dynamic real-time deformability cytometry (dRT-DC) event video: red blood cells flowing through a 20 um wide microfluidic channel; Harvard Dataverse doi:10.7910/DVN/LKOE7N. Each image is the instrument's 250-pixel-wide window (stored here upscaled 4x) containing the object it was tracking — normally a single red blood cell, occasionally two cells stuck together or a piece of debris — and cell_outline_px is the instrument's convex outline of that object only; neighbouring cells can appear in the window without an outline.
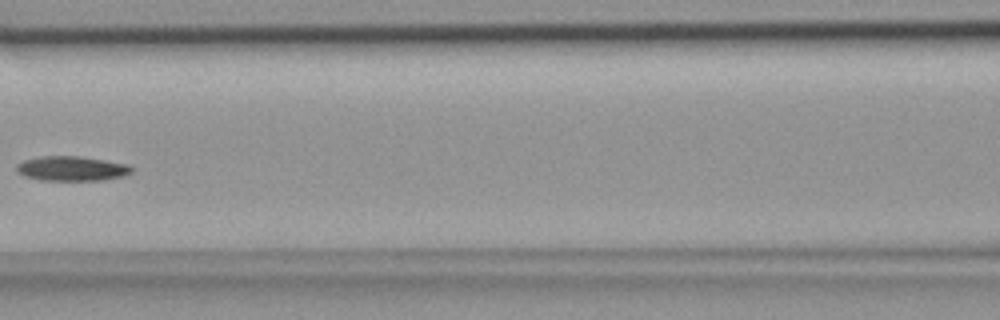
{"species": "common noctule bat (a hibernating species)", "species_latin": "Nyctalus noctula", "temperature_condition": "room temperature", "stored_images_in_passage": 4, "camera_frame_rate_fps": 3000, "um_per_image_px": 0.085, "animal": {"sex": "female", "body_mass_g": 18.4}, "frame": {"image": 1, "passage_image": 4, "time_ms": 1.0, "image_size_px": [1000, 320], "cell_outline_px": [[132, 172], [124, 176], [104, 180], [40, 180], [24, 176], [16, 172], [16, 164], [24, 160], [40, 156], [80, 156], [128, 164], [132, 168]], "centroid_in_image_um": [6.08, 14.32], "position_along_channel_um": 160.5, "area_um2": 16.65}}